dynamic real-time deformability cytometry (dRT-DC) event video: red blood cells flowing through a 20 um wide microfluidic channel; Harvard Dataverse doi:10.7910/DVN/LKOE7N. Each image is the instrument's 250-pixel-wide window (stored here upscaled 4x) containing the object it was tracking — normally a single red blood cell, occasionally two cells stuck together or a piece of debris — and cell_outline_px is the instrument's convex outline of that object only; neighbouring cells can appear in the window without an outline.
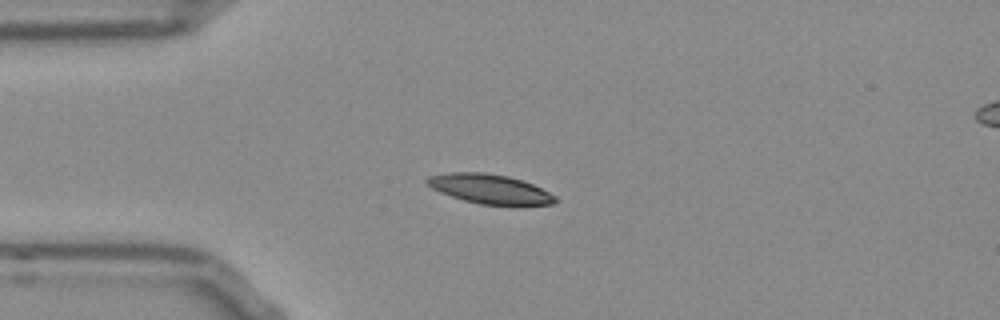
{"species": "Egyptian fruit bat (a non-hibernating species)", "species_latin": "Rousettus aegyptiacus", "temperature_condition": "room temperature", "stored_images_in_passage": 41, "camera_frame_rate_fps": 3000, "um_per_image_px": 0.085, "frame": {"image": 1, "passage_image": 1, "time_ms": 0.0, "image_size_px": [1000, 320], "cell_outline_px": [[560, 200], [552, 204], [480, 204], [464, 200], [440, 192], [432, 188], [424, 180], [428, 176], [448, 172], [484, 172], [508, 176], [532, 184], [556, 196]], "centroid_in_image_um": [41.6, 16.04], "position_along_channel_um": 43.4, "area_um2": 21.68}}
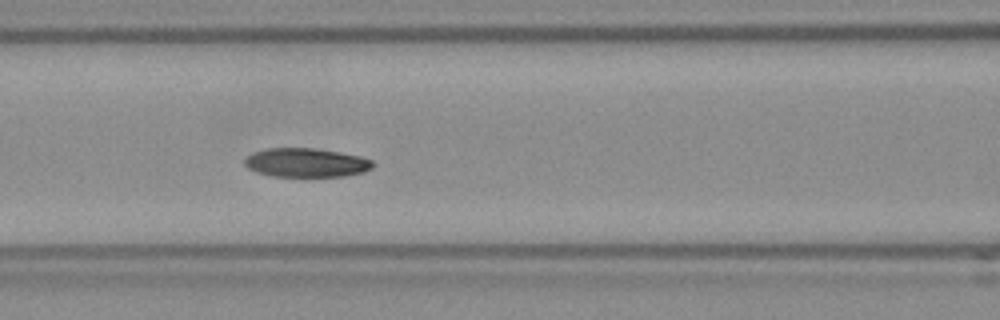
{"frame": {"image": 2, "passage_image": 10, "time_ms": 3.0, "image_size_px": [1000, 320], "cell_outline_px": [[372, 168], [364, 172], [344, 176], [272, 176], [256, 172], [248, 168], [244, 164], [244, 156], [252, 152], [268, 148], [312, 148], [360, 156], [372, 160]], "centroid_in_image_um": [25.96, 13.82], "position_along_channel_um": 140.6, "area_um2": 21.56}}
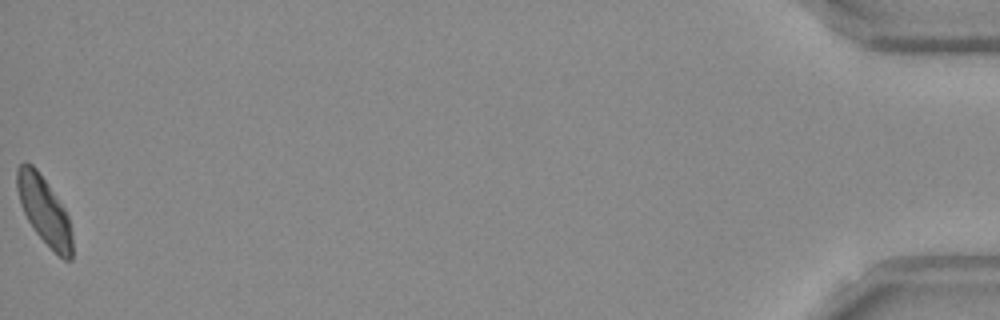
{"frame": {"image": 3, "passage_image": 41, "time_ms": 13.333, "image_size_px": [1000, 320], "cell_outline_px": [[72, 260], [64, 260], [36, 232], [28, 220], [20, 204], [16, 188], [16, 168], [24, 160], [32, 164], [36, 168], [64, 208], [68, 216], [72, 232]], "centroid_in_image_um": [3.74, 17.85], "position_along_channel_um": 431.5, "area_um2": 21.5}, "authors_computed_cell_mechanics": {"area_um2": 22.3686, "velocity_mm_per_s": 3.828, "shape_relaxation_time_tau1_ms": 4.0184, "shape_relaxation_time_tau2_ms": 3.3987, "deformation_change_tau1": 0.1217, "deformation_change_tau2": 0.0839}}